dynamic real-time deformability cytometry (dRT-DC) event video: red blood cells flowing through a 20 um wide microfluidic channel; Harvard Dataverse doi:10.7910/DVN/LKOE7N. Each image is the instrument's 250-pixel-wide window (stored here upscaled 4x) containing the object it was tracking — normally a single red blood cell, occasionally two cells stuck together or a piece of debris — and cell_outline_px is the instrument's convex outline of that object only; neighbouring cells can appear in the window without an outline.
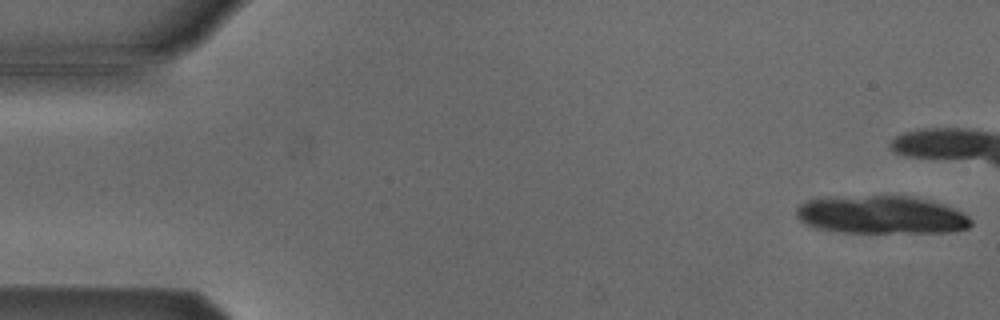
{"species": "Egyptian fruit bat (a non-hibernating species)", "species_latin": "Rousettus aegyptiacus", "temperature_condition": "cold", "stored_images_in_passage": 13, "camera_frame_rate_fps": 3000, "um_per_image_px": 0.085, "animal": {"sex": "male"}, "frame": {"image": 1, "passage_image": 1, "time_ms": 0.0, "image_size_px": [1000, 320], "cell_outline_px": [[972, 224], [968, 228], [956, 232], [840, 232], [816, 228], [800, 220], [796, 216], [796, 208], [800, 204], [808, 200], [820, 196], [908, 196], [944, 204], [968, 216], [972, 220]], "centroid_in_image_um": [74.88, 18.25], "position_along_channel_um": 10.1, "area_um2": 38.84}}